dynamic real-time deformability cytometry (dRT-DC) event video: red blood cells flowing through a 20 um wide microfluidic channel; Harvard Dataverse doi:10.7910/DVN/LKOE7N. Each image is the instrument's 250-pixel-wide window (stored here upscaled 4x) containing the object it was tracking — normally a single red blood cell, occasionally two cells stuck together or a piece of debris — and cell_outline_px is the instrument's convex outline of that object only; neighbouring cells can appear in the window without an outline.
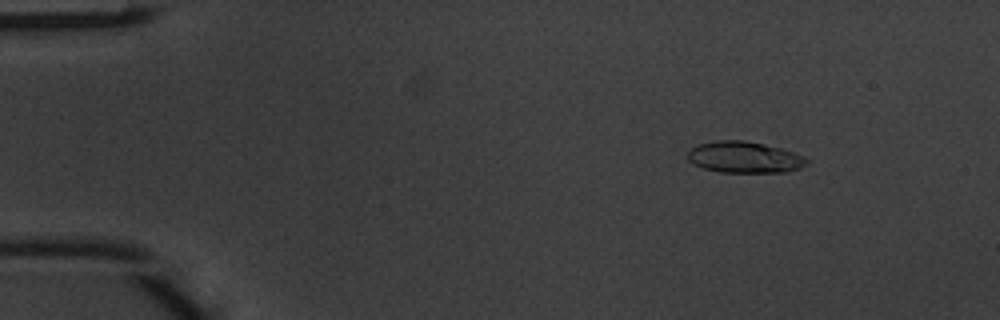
{"species": "common noctule bat (a hibernating species)", "species_latin": "Nyctalus noctula", "temperature_condition": "warm", "stored_images_in_passage": 49, "camera_frame_rate_fps": 3000, "um_per_image_px": 0.085, "animal": {"sex": "male", "body_mass_g": 20.1, "forearm_length_mm": 53.5}, "frame": {"image": 1, "passage_image": 7, "time_ms": 2.0, "image_size_px": [1000, 320], "cell_outline_px": [[812, 160], [808, 164], [800, 168], [788, 172], [720, 172], [704, 168], [688, 160], [688, 152], [692, 148], [700, 144], [716, 140], [744, 140], [764, 144], [780, 148], [804, 156]], "centroid_in_image_um": [63.34, 13.37], "position_along_channel_um": 21.7, "area_um2": 21.73}}
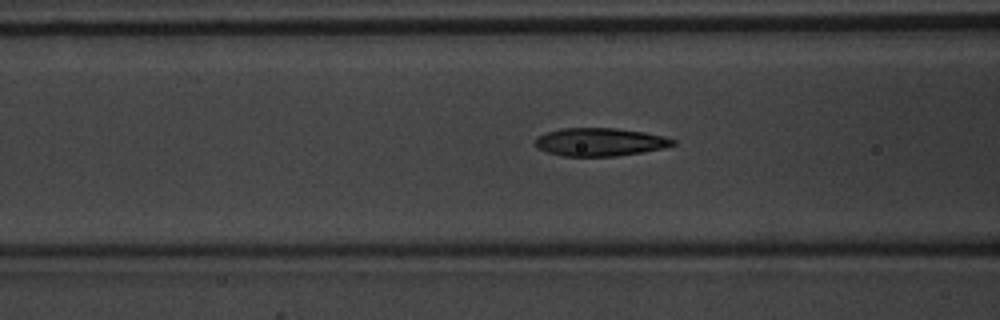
{"frame": {"image": 2, "passage_image": 20, "time_ms": 6.333, "image_size_px": [1000, 320], "cell_outline_px": [[676, 144], [664, 148], [616, 156], [564, 156], [548, 152], [536, 148], [532, 144], [536, 136], [560, 128], [616, 128], [644, 132], [664, 136], [676, 140]], "centroid_in_image_um": [50.96, 12.06], "position_along_channel_um": 115.6, "area_um2": 22.66}}
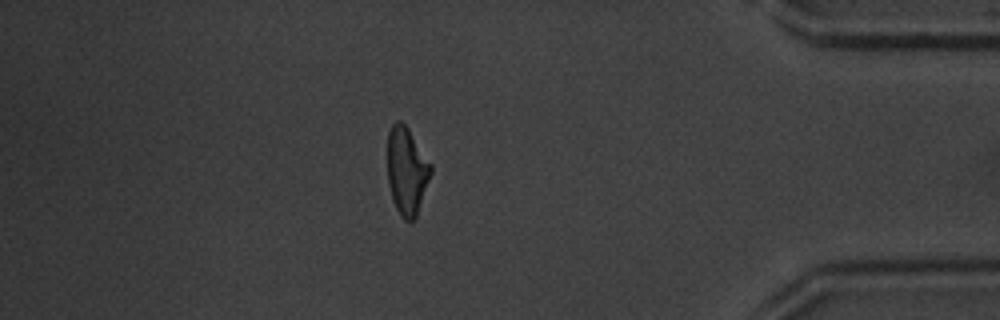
{"frame": {"image": 3, "passage_image": 43, "time_ms": 14.0, "image_size_px": [1000, 320], "cell_outline_px": [[432, 172], [416, 216], [412, 220], [404, 220], [400, 216], [392, 200], [388, 184], [388, 132], [392, 124], [396, 120], [400, 120], [408, 128], [432, 164]], "centroid_in_image_um": [34.57, 14.51], "position_along_channel_um": 400.6, "area_um2": 22.14}, "authors_computed_cell_mechanics": {"area_um2": 22.0218, "velocity_mm_per_s": 4.1723, "shape_relaxation_time_tau1_ms": 3.4149, "shape_relaxation_time_tau2_ms": 1.7487, "deformation_change_tau1": 0.1904, "deformation_change_tau2": 0.1001}}